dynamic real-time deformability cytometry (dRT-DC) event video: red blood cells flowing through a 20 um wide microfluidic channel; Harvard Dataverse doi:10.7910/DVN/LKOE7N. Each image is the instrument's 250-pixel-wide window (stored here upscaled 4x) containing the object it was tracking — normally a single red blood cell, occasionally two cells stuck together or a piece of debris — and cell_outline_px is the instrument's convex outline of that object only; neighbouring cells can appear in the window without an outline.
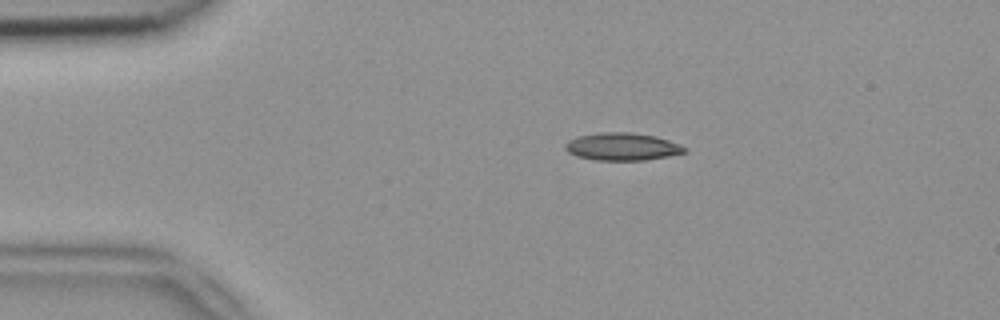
{"species": "common noctule bat (a hibernating species)", "species_latin": "Nyctalus noctula", "temperature_condition": "room temperature", "stored_images_in_passage": 42, "camera_frame_rate_fps": 3000, "um_per_image_px": 0.085, "animal": {"sex": "female", "body_mass_g": 18.4}, "frame": {"image": 1, "passage_image": 1, "time_ms": 0.0, "image_size_px": [1000, 320], "cell_outline_px": [[688, 152], [668, 156], [644, 160], [596, 160], [576, 156], [568, 152], [564, 148], [564, 144], [568, 140], [580, 136], [600, 132], [632, 132], [656, 136], [680, 144], [688, 148]], "centroid_in_image_um": [52.91, 12.46], "position_along_channel_um": 32.1, "area_um2": 19.31}}
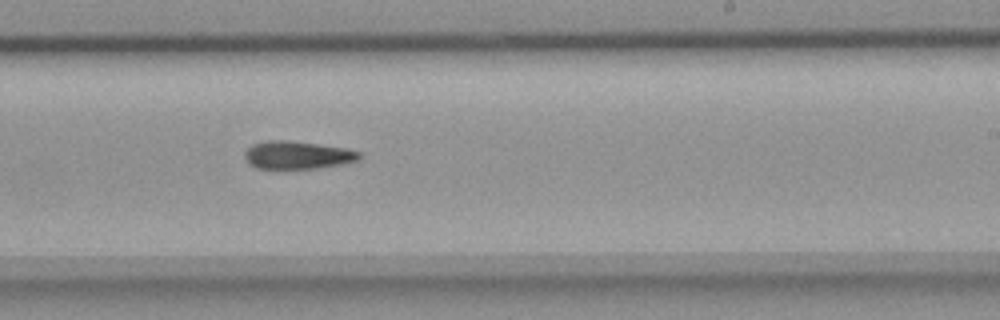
{"frame": {"image": 2, "passage_image": 22, "time_ms": 7.0, "image_size_px": [1000, 320], "cell_outline_px": [[360, 156], [356, 160], [340, 164], [316, 168], [256, 168], [244, 156], [244, 152], [252, 144], [268, 140], [288, 140], [344, 148], [360, 152]], "centroid_in_image_um": [25.24, 13.17], "position_along_channel_um": 263.8, "area_um2": 18.15}}
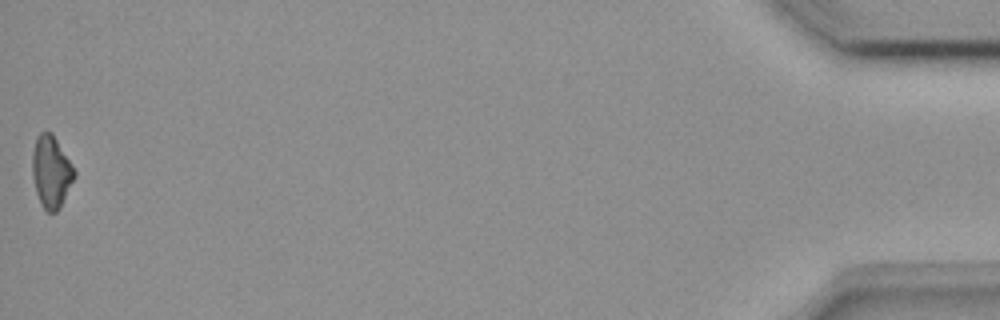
{"frame": {"image": 3, "passage_image": 42, "time_ms": 13.667, "image_size_px": [1000, 320], "cell_outline_px": [[76, 176], [60, 208], [56, 212], [48, 212], [44, 208], [36, 192], [32, 176], [32, 152], [36, 136], [40, 132], [52, 132], [76, 172]], "centroid_in_image_um": [4.34, 14.59], "position_along_channel_um": 430.9, "area_um2": 17.63}}